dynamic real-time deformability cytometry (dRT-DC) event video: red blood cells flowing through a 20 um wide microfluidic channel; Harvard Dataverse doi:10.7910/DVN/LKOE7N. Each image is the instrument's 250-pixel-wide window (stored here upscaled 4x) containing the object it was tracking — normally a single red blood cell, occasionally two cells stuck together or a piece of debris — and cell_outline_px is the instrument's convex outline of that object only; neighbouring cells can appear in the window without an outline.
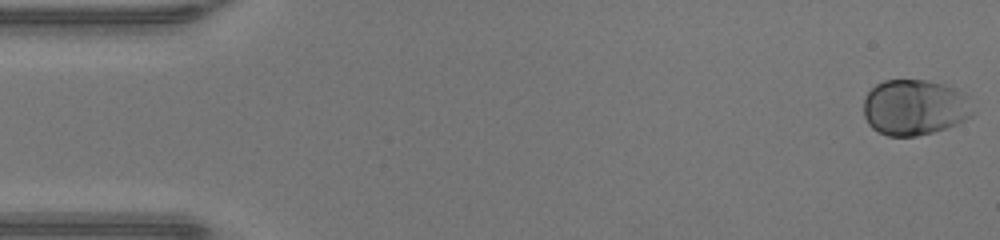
{"species": "human", "species_latin": "Homo sapiens", "temperature_condition": "warm", "stored_images_in_passage": 47, "camera_frame_rate_fps": 3000, "um_per_image_px": 0.085, "donor": {"sex": "male"}, "frame": {"image": 1, "passage_image": 1, "time_ms": 0.0, "image_size_px": [1000, 240], "cell_outline_px": [[972, 116], [948, 128], [916, 136], [888, 136], [872, 128], [868, 124], [864, 116], [864, 96], [876, 84], [884, 80], [928, 80], [944, 84], [956, 88], [968, 96], [972, 112]], "centroid_in_image_um": [77.73, 9.12], "position_along_channel_um": 7.3, "area_um2": 35.66}}
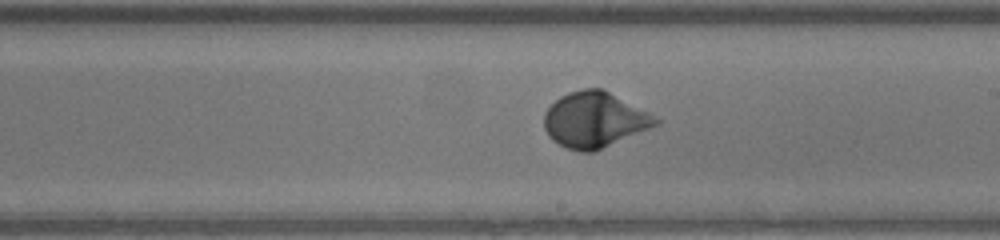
{"frame": {"image": 2, "passage_image": 27, "time_ms": 8.667, "image_size_px": [1000, 240], "cell_outline_px": [[664, 120], [660, 124], [592, 152], [580, 152], [568, 148], [552, 140], [548, 136], [544, 128], [544, 112], [560, 96], [568, 92], [584, 88], [604, 88]], "centroid_in_image_um": [50.56, 10.16], "position_along_channel_um": 238.4, "area_um2": 36.3}}
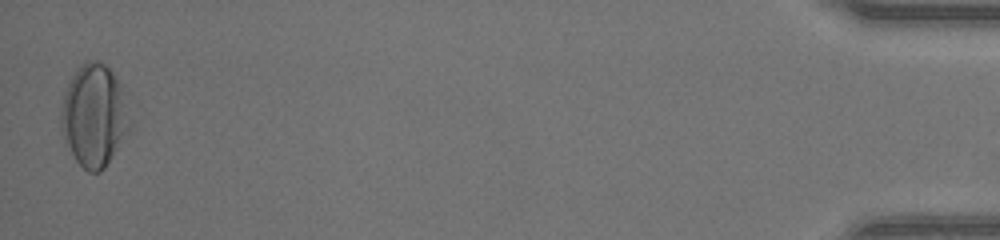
{"frame": {"image": 3, "passage_image": 47, "time_ms": 15.333, "image_size_px": [1000, 240], "cell_outline_px": [[132, 128], [104, 168], [100, 172], [88, 172], [76, 160], [68, 144], [60, 124], [60, 112], [64, 96], [68, 84], [72, 76], [80, 64], [88, 60], [96, 60], [104, 64], [112, 72], [128, 92], [132, 120]], "centroid_in_image_um": [8.09, 9.78], "position_along_channel_um": 427.1, "area_um2": 41.62}, "authors_computed_cell_mechanics": {"area_um2": 34.4488, "velocity_mm_per_s": 4.3451, "shape_relaxation_time_tau1_ms": 2.6739, "shape_relaxation_time_tau2_ms": null, "deformation_change_tau1": 0.1767, "deformation_change_tau2": null}}